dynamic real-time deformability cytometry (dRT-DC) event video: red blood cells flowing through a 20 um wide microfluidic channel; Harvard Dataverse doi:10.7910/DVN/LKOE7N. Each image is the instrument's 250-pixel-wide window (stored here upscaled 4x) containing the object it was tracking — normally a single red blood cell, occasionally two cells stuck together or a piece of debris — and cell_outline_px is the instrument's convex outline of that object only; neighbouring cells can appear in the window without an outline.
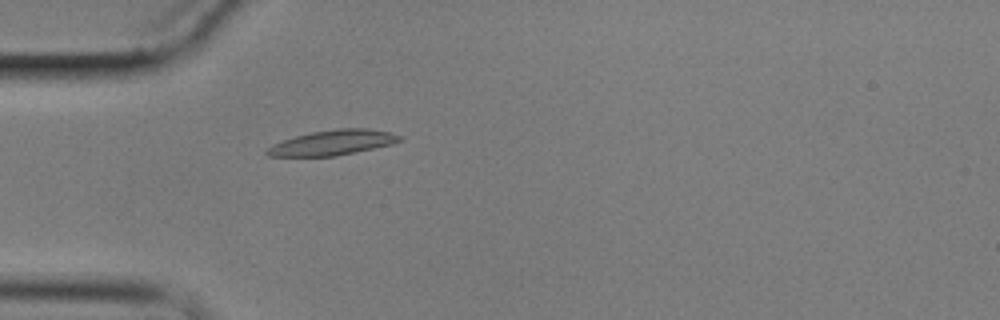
{"species": "common noctule bat (a hibernating species)", "species_latin": "Nyctalus noctula", "temperature_condition": "cold", "stored_images_in_passage": 1, "camera_frame_rate_fps": 3000, "um_per_image_px": 0.085, "animal": {"sex": "male", "body_mass_g": 17.9}, "frame": {"image": 1, "passage_image": 1, "time_ms": 0.0, "image_size_px": [1000, 320], "cell_outline_px": [[404, 136], [400, 140], [392, 144], [336, 156], [268, 156], [264, 152], [272, 144], [296, 136], [312, 132], [340, 128], [368, 128], [388, 132]], "centroid_in_image_um": [28.28, 12.12], "position_along_channel_um": 56.7, "area_um2": 19.19}}